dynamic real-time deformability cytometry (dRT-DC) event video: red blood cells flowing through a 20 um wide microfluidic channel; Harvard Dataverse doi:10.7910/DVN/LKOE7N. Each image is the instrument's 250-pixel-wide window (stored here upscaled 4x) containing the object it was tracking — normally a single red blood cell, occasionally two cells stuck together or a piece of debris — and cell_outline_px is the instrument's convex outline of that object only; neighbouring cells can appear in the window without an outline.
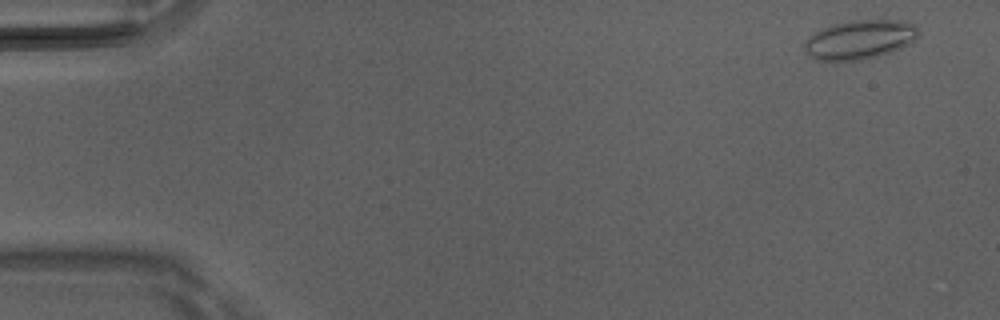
{"species": "Egyptian fruit bat (a non-hibernating species)", "species_latin": "Rousettus aegyptiacus", "temperature_condition": "room temperature", "stored_images_in_passage": 6, "segment_of_instrument_passage": [2, 2], "camera_frame_rate_fps": 3000, "um_per_image_px": 0.085, "animal": {"sex": "male"}, "frame": {"image": 1, "passage_image": 6, "time_ms": 1.667, "image_size_px": [1000, 320], "cell_outline_px": [[916, 36], [908, 44], [900, 48], [876, 56], [860, 60], [816, 60], [804, 48], [804, 40], [816, 32], [832, 24], [852, 20], [896, 20], [912, 24], [916, 28]], "centroid_in_image_um": [73.02, 3.36], "position_along_channel_um": 12.0, "area_um2": 25.26}}